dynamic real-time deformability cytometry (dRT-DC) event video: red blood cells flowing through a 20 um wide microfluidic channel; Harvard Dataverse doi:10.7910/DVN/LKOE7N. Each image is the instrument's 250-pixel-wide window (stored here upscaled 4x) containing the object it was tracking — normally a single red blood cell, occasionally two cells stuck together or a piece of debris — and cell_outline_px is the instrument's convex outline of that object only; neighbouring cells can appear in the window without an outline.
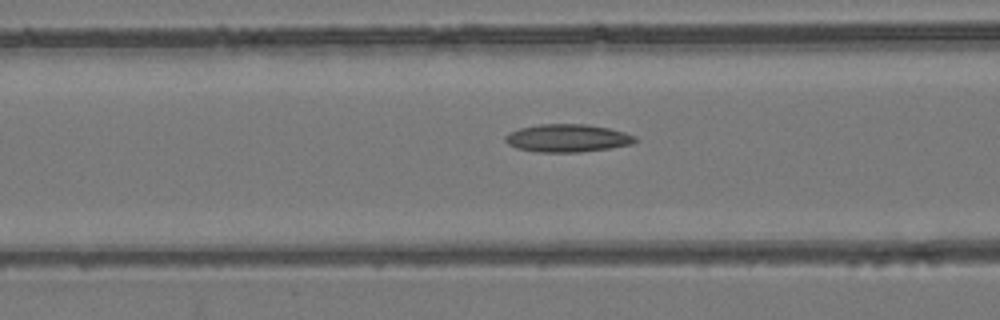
{"species": "common noctule bat (a hibernating species)", "species_latin": "Nyctalus noctula", "temperature_condition": "room temperature", "stored_images_in_passage": 53, "camera_frame_rate_fps": 3000, "um_per_image_px": 0.085, "animal": {"sex": "female", "body_mass_g": 24.6, "forearm_length_mm": 56.2}, "frame": {"image": 1, "passage_image": 21, "time_ms": 6.667, "image_size_px": [1000, 320], "cell_outline_px": [[640, 140], [632, 144], [608, 148], [580, 152], [536, 152], [516, 148], [508, 144], [504, 140], [504, 136], [508, 132], [520, 128], [540, 124], [588, 124], [608, 128], [624, 132], [636, 136]], "centroid_in_image_um": [48.22, 11.74], "position_along_channel_um": 118.4, "area_um2": 21.21}}
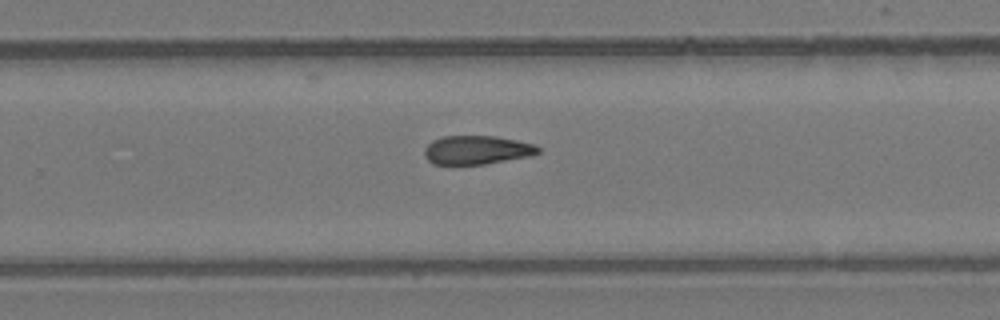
{"frame": {"image": 2, "passage_image": 34, "time_ms": 11.0, "image_size_px": [1000, 320], "cell_outline_px": [[540, 152], [532, 156], [484, 164], [452, 168], [432, 164], [424, 156], [424, 148], [432, 140], [444, 136], [496, 136], [536, 144], [540, 148]], "centroid_in_image_um": [40.48, 12.79], "position_along_channel_um": 289.3, "area_um2": 19.94}}
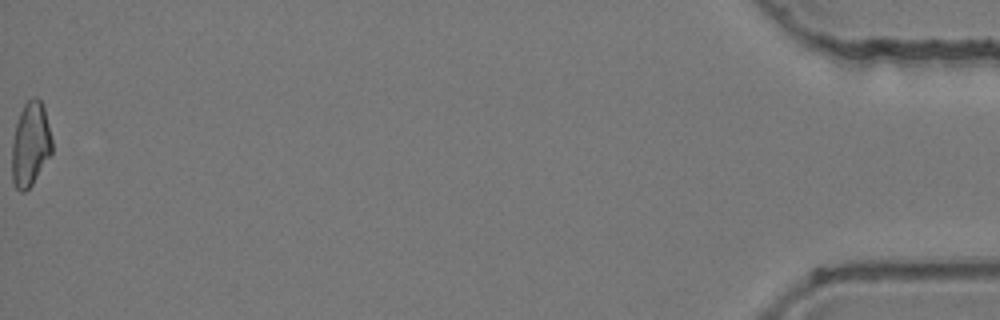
{"frame": {"image": 3, "passage_image": 53, "time_ms": 17.333, "image_size_px": [1000, 320], "cell_outline_px": [[52, 152], [32, 184], [24, 192], [20, 192], [16, 188], [12, 180], [12, 140], [16, 124], [20, 112], [24, 104], [32, 96], [36, 96], [40, 100], [44, 108], [52, 140]], "centroid_in_image_um": [2.57, 12.25], "position_along_channel_um": 432.6, "area_um2": 19.59}}